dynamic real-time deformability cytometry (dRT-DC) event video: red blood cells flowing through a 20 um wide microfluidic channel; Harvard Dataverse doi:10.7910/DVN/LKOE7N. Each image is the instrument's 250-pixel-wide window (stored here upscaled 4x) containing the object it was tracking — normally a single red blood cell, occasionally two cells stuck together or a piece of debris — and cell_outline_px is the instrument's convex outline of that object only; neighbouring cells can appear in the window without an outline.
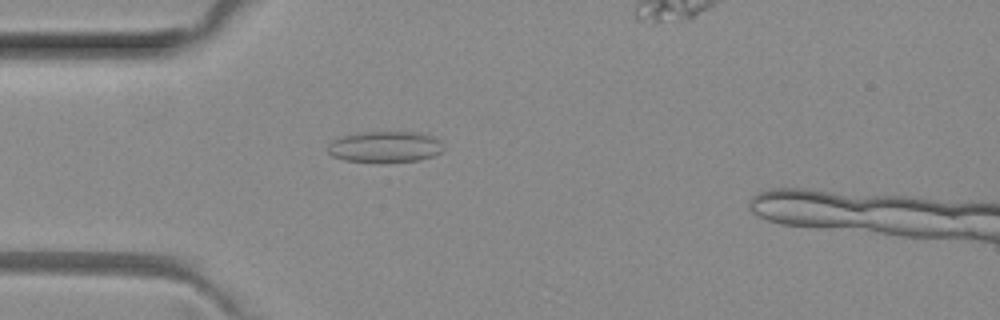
{"species": "common noctule bat (a hibernating species)", "species_latin": "Nyctalus noctula", "temperature_condition": "room temperature", "stored_images_in_passage": 16, "camera_frame_rate_fps": 3000, "um_per_image_px": 0.085, "animal": {"sex": "female", "body_mass_g": 29.2, "forearm_length_mm": 56.3}, "frame": {"image": 1, "passage_image": 5, "time_ms": 1.333, "image_size_px": [1000, 320], "cell_outline_px": [[444, 152], [420, 160], [388, 164], [380, 164], [344, 160], [332, 156], [328, 152], [328, 144], [332, 140], [344, 136], [364, 132], [428, 132], [436, 136], [440, 140], [444, 148]], "centroid_in_image_um": [32.8, 12.51], "position_along_channel_um": 52.2, "area_um2": 21.91}}
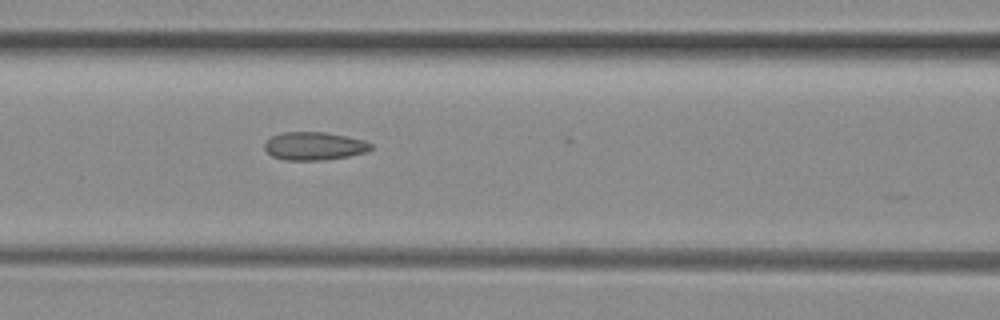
{"frame": {"image": 2, "passage_image": 12, "time_ms": 3.667, "image_size_px": [1000, 320], "cell_outline_px": [[372, 148], [368, 152], [348, 156], [324, 160], [284, 160], [272, 156], [264, 148], [264, 144], [272, 136], [284, 132], [324, 132], [364, 140], [372, 144]], "centroid_in_image_um": [26.72, 12.42], "position_along_channel_um": 139.9, "area_um2": 17.34}}
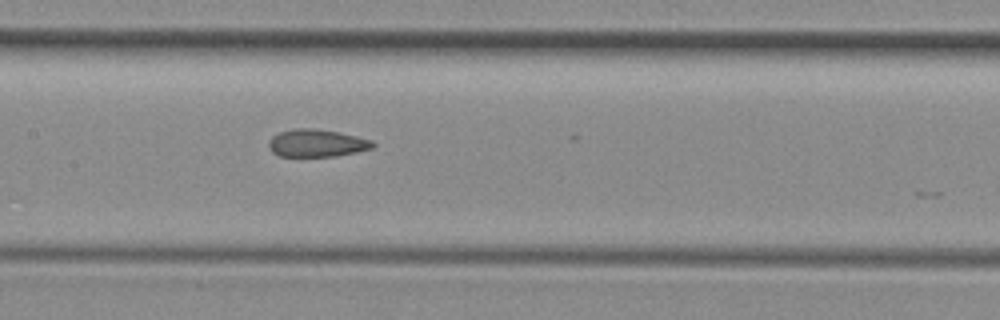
{"frame": {"image": 3, "passage_image": 15, "time_ms": 4.667, "image_size_px": [1000, 320], "cell_outline_px": [[376, 144], [372, 148], [356, 152], [336, 156], [280, 156], [272, 152], [268, 144], [272, 136], [280, 132], [296, 128], [312, 128], [340, 132], [372, 140]], "centroid_in_image_um": [26.94, 12.16], "position_along_channel_um": 180.5, "area_um2": 16.65}}